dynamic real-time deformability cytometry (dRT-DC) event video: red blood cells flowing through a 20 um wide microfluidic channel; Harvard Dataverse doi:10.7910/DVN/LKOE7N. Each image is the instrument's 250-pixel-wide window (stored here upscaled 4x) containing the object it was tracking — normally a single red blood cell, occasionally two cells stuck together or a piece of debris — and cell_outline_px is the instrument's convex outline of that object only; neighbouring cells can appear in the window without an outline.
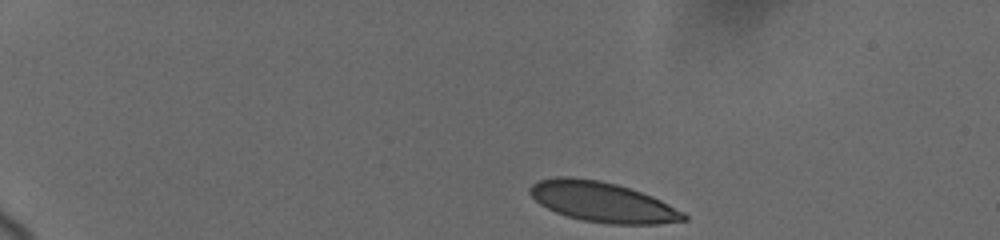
{"species": "human", "species_latin": "Homo sapiens", "temperature_condition": "cold", "stored_images_in_passage": 28, "camera_frame_rate_fps": 3000, "um_per_image_px": 0.085, "donor": {"sex": "female"}, "frame": {"image": 1, "passage_image": 1, "time_ms": 0.0, "image_size_px": [1000, 240], "cell_outline_px": [[688, 220], [656, 224], [608, 224], [580, 220], [556, 212], [540, 204], [528, 192], [528, 188], [532, 184], [540, 180], [556, 176], [568, 176], [600, 180], [616, 184], [652, 196], [684, 212], [688, 216]], "centroid_in_image_um": [51.2, 17.17], "position_along_channel_um": 33.8, "area_um2": 35.89}}
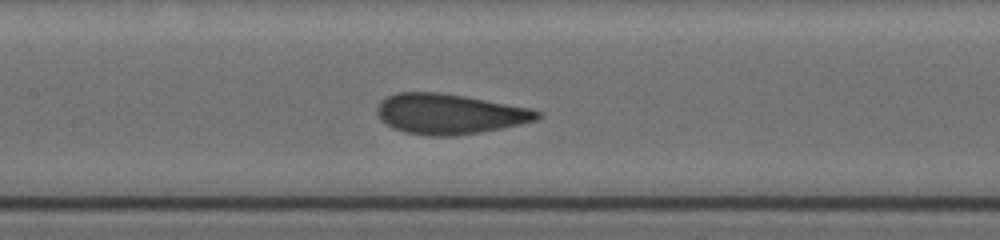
{"frame": {"image": 2, "passage_image": 16, "time_ms": 6.333, "image_size_px": [1000, 240], "cell_outline_px": [[540, 116], [536, 120], [520, 124], [480, 132], [456, 136], [428, 136], [404, 132], [392, 128], [380, 120], [376, 112], [376, 108], [380, 100], [384, 96], [396, 92], [440, 92], [464, 96], [532, 108], [540, 112]], "centroid_in_image_um": [38.14, 9.68], "position_along_channel_um": 169.3, "area_um2": 37.86}}
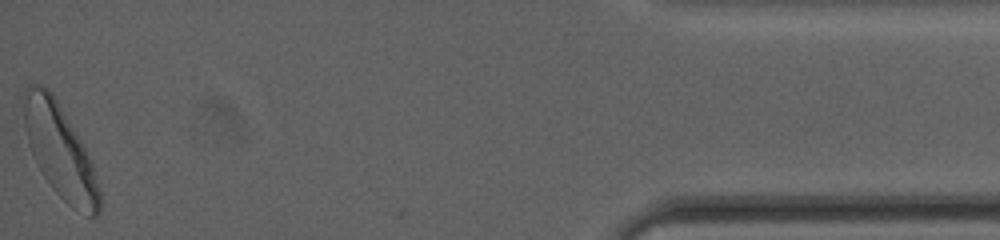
{"frame": {"image": 3, "passage_image": 28, "time_ms": 15.333, "image_size_px": [1000, 240], "cell_outline_px": [[100, 212], [96, 216], [88, 216], [72, 208], [52, 188], [44, 176], [28, 144], [24, 124], [20, 96], [24, 88], [28, 84], [44, 84], [52, 92], [84, 144], [92, 160], [100, 192]], "centroid_in_image_um": [5.07, 12.76], "position_along_channel_um": 430.1, "area_um2": 41.67}, "authors_computed_cell_mechanics": {"area_um2": 37.3388, "velocity_mm_per_s": 3.6544, "shape_relaxation_time_tau1_ms": 3.7304, "shape_relaxation_time_tau2_ms": null, "deformation_change_tau1": 0.1308, "deformation_change_tau2": null}}